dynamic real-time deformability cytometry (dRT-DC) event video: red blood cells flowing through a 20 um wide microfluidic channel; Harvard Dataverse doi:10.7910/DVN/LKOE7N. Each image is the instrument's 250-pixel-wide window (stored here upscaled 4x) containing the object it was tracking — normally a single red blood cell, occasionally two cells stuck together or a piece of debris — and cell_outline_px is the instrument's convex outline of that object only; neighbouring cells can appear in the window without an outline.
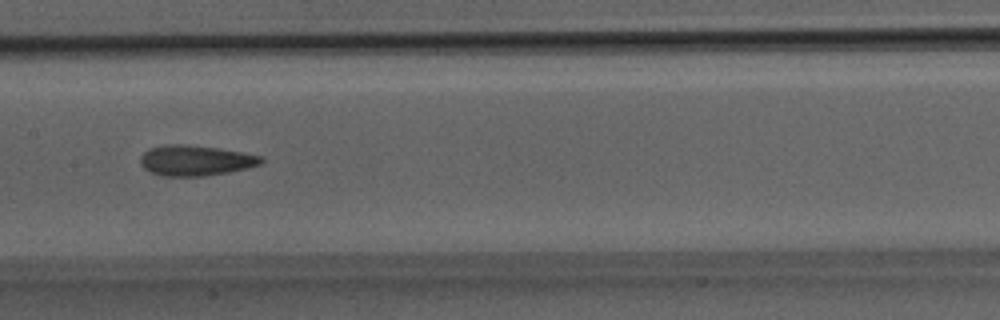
{"species": "Egyptian fruit bat (a non-hibernating species)", "species_latin": "Rousettus aegyptiacus", "temperature_condition": "room temperature", "stored_images_in_passage": 32, "camera_frame_rate_fps": 3000, "um_per_image_px": 0.085, "animal": {"sex": "male"}, "frame": {"image": 1, "passage_image": 16, "time_ms": 5.0, "image_size_px": [1000, 320], "cell_outline_px": [[264, 160], [260, 164], [248, 168], [228, 172], [200, 176], [160, 176], [144, 168], [140, 164], [140, 156], [148, 148], [164, 144], [184, 144], [216, 148], [244, 152], [264, 156]], "centroid_in_image_um": [16.61, 13.63], "position_along_channel_um": 190.8, "area_um2": 21.56}}
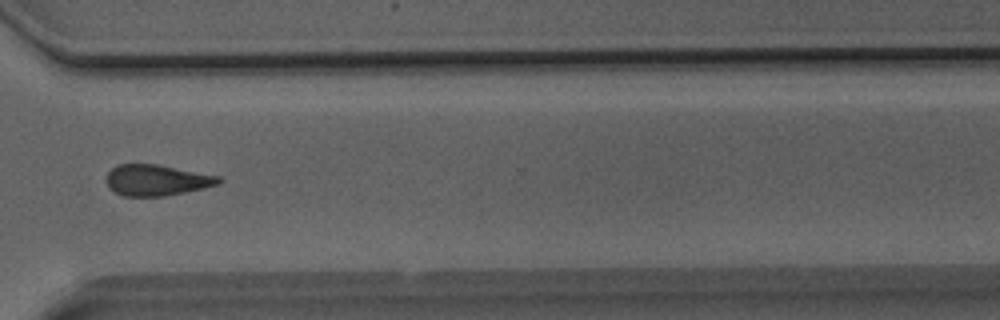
{"frame": {"image": 2, "passage_image": 24, "time_ms": 7.667, "image_size_px": [1000, 320], "cell_outline_px": [[224, 180], [220, 184], [204, 188], [164, 196], [124, 196], [108, 188], [108, 172], [116, 164], [156, 164], [220, 176]], "centroid_in_image_um": [13.35, 15.31], "position_along_channel_um": 357.3, "area_um2": 20.23}}
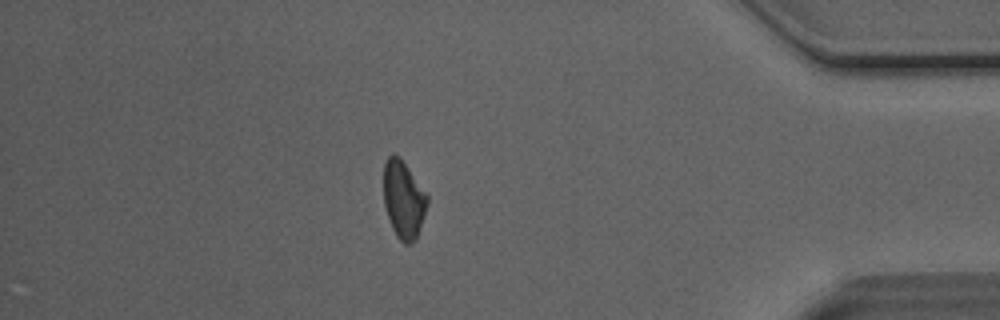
{"frame": {"image": 3, "passage_image": 28, "time_ms": 9.0, "image_size_px": [1000, 320], "cell_outline_px": [[428, 204], [416, 240], [412, 244], [404, 244], [396, 236], [392, 228], [384, 204], [384, 164], [388, 156], [392, 152], [400, 156], [428, 196]], "centroid_in_image_um": [34.3, 16.96], "position_along_channel_um": 400.9, "area_um2": 19.83}}